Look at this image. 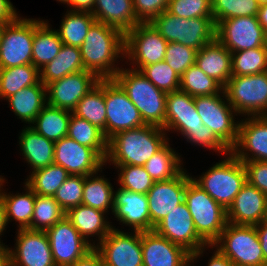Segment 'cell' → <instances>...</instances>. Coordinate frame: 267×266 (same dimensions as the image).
<instances>
[{
	"label": "cell",
	"mask_w": 267,
	"mask_h": 266,
	"mask_svg": "<svg viewBox=\"0 0 267 266\" xmlns=\"http://www.w3.org/2000/svg\"><path fill=\"white\" fill-rule=\"evenodd\" d=\"M80 51L85 70L95 73L100 79L114 78L122 68L118 67V62L125 59V34L96 21L90 27Z\"/></svg>",
	"instance_id": "1"
},
{
	"label": "cell",
	"mask_w": 267,
	"mask_h": 266,
	"mask_svg": "<svg viewBox=\"0 0 267 266\" xmlns=\"http://www.w3.org/2000/svg\"><path fill=\"white\" fill-rule=\"evenodd\" d=\"M167 135L163 128L147 124L118 132L108 140L105 166H144L169 141Z\"/></svg>",
	"instance_id": "2"
},
{
	"label": "cell",
	"mask_w": 267,
	"mask_h": 266,
	"mask_svg": "<svg viewBox=\"0 0 267 266\" xmlns=\"http://www.w3.org/2000/svg\"><path fill=\"white\" fill-rule=\"evenodd\" d=\"M114 79L127 93L147 125H165L167 93L154 86L140 71L122 67Z\"/></svg>",
	"instance_id": "3"
},
{
	"label": "cell",
	"mask_w": 267,
	"mask_h": 266,
	"mask_svg": "<svg viewBox=\"0 0 267 266\" xmlns=\"http://www.w3.org/2000/svg\"><path fill=\"white\" fill-rule=\"evenodd\" d=\"M192 180L226 210L247 182L245 167L231 152Z\"/></svg>",
	"instance_id": "4"
},
{
	"label": "cell",
	"mask_w": 267,
	"mask_h": 266,
	"mask_svg": "<svg viewBox=\"0 0 267 266\" xmlns=\"http://www.w3.org/2000/svg\"><path fill=\"white\" fill-rule=\"evenodd\" d=\"M150 23L167 42H177L197 51L216 38L213 17L179 18L166 10Z\"/></svg>",
	"instance_id": "5"
},
{
	"label": "cell",
	"mask_w": 267,
	"mask_h": 266,
	"mask_svg": "<svg viewBox=\"0 0 267 266\" xmlns=\"http://www.w3.org/2000/svg\"><path fill=\"white\" fill-rule=\"evenodd\" d=\"M185 202L198 235L213 244L227 225V210L211 198L192 178L187 182Z\"/></svg>",
	"instance_id": "6"
},
{
	"label": "cell",
	"mask_w": 267,
	"mask_h": 266,
	"mask_svg": "<svg viewBox=\"0 0 267 266\" xmlns=\"http://www.w3.org/2000/svg\"><path fill=\"white\" fill-rule=\"evenodd\" d=\"M45 19L18 16L2 24L0 68L32 64V45L35 29Z\"/></svg>",
	"instance_id": "7"
},
{
	"label": "cell",
	"mask_w": 267,
	"mask_h": 266,
	"mask_svg": "<svg viewBox=\"0 0 267 266\" xmlns=\"http://www.w3.org/2000/svg\"><path fill=\"white\" fill-rule=\"evenodd\" d=\"M223 90L227 101L239 116H267V71L249 76H232Z\"/></svg>",
	"instance_id": "8"
},
{
	"label": "cell",
	"mask_w": 267,
	"mask_h": 266,
	"mask_svg": "<svg viewBox=\"0 0 267 266\" xmlns=\"http://www.w3.org/2000/svg\"><path fill=\"white\" fill-rule=\"evenodd\" d=\"M213 245L234 266H267L255 226L227 223Z\"/></svg>",
	"instance_id": "9"
},
{
	"label": "cell",
	"mask_w": 267,
	"mask_h": 266,
	"mask_svg": "<svg viewBox=\"0 0 267 266\" xmlns=\"http://www.w3.org/2000/svg\"><path fill=\"white\" fill-rule=\"evenodd\" d=\"M194 103L203 124L231 150L238 140L239 120L235 116L239 115L227 101L224 90L218 94L196 96Z\"/></svg>",
	"instance_id": "10"
},
{
	"label": "cell",
	"mask_w": 267,
	"mask_h": 266,
	"mask_svg": "<svg viewBox=\"0 0 267 266\" xmlns=\"http://www.w3.org/2000/svg\"><path fill=\"white\" fill-rule=\"evenodd\" d=\"M154 231L188 251L191 254L192 265L198 262L197 260L208 248H211V244H207L196 232L192 215L185 201L168 213L154 227Z\"/></svg>",
	"instance_id": "11"
},
{
	"label": "cell",
	"mask_w": 267,
	"mask_h": 266,
	"mask_svg": "<svg viewBox=\"0 0 267 266\" xmlns=\"http://www.w3.org/2000/svg\"><path fill=\"white\" fill-rule=\"evenodd\" d=\"M167 45L151 23H138L125 34V64L129 62V67L140 71L146 65L164 61Z\"/></svg>",
	"instance_id": "12"
},
{
	"label": "cell",
	"mask_w": 267,
	"mask_h": 266,
	"mask_svg": "<svg viewBox=\"0 0 267 266\" xmlns=\"http://www.w3.org/2000/svg\"><path fill=\"white\" fill-rule=\"evenodd\" d=\"M106 139L116 133L146 125L139 110L114 78L104 79Z\"/></svg>",
	"instance_id": "13"
},
{
	"label": "cell",
	"mask_w": 267,
	"mask_h": 266,
	"mask_svg": "<svg viewBox=\"0 0 267 266\" xmlns=\"http://www.w3.org/2000/svg\"><path fill=\"white\" fill-rule=\"evenodd\" d=\"M104 266H143L141 232H124L113 227L95 246Z\"/></svg>",
	"instance_id": "14"
},
{
	"label": "cell",
	"mask_w": 267,
	"mask_h": 266,
	"mask_svg": "<svg viewBox=\"0 0 267 266\" xmlns=\"http://www.w3.org/2000/svg\"><path fill=\"white\" fill-rule=\"evenodd\" d=\"M265 37L257 16L233 17L216 25V39L231 53L263 47Z\"/></svg>",
	"instance_id": "15"
},
{
	"label": "cell",
	"mask_w": 267,
	"mask_h": 266,
	"mask_svg": "<svg viewBox=\"0 0 267 266\" xmlns=\"http://www.w3.org/2000/svg\"><path fill=\"white\" fill-rule=\"evenodd\" d=\"M46 233L56 266H70L94 248L80 235L66 216Z\"/></svg>",
	"instance_id": "16"
},
{
	"label": "cell",
	"mask_w": 267,
	"mask_h": 266,
	"mask_svg": "<svg viewBox=\"0 0 267 266\" xmlns=\"http://www.w3.org/2000/svg\"><path fill=\"white\" fill-rule=\"evenodd\" d=\"M191 177L184 169L174 178L154 182L146 194L150 214V231H153L168 213L185 201V189Z\"/></svg>",
	"instance_id": "17"
},
{
	"label": "cell",
	"mask_w": 267,
	"mask_h": 266,
	"mask_svg": "<svg viewBox=\"0 0 267 266\" xmlns=\"http://www.w3.org/2000/svg\"><path fill=\"white\" fill-rule=\"evenodd\" d=\"M99 81L100 78L88 70L66 75L46 85L47 104L72 112Z\"/></svg>",
	"instance_id": "18"
},
{
	"label": "cell",
	"mask_w": 267,
	"mask_h": 266,
	"mask_svg": "<svg viewBox=\"0 0 267 266\" xmlns=\"http://www.w3.org/2000/svg\"><path fill=\"white\" fill-rule=\"evenodd\" d=\"M54 163L70 175L88 176L104 169L105 160L94 149L66 136L54 144Z\"/></svg>",
	"instance_id": "19"
},
{
	"label": "cell",
	"mask_w": 267,
	"mask_h": 266,
	"mask_svg": "<svg viewBox=\"0 0 267 266\" xmlns=\"http://www.w3.org/2000/svg\"><path fill=\"white\" fill-rule=\"evenodd\" d=\"M10 266H56L46 231L17 229Z\"/></svg>",
	"instance_id": "20"
},
{
	"label": "cell",
	"mask_w": 267,
	"mask_h": 266,
	"mask_svg": "<svg viewBox=\"0 0 267 266\" xmlns=\"http://www.w3.org/2000/svg\"><path fill=\"white\" fill-rule=\"evenodd\" d=\"M231 153L240 161H267V116L239 121L238 140Z\"/></svg>",
	"instance_id": "21"
},
{
	"label": "cell",
	"mask_w": 267,
	"mask_h": 266,
	"mask_svg": "<svg viewBox=\"0 0 267 266\" xmlns=\"http://www.w3.org/2000/svg\"><path fill=\"white\" fill-rule=\"evenodd\" d=\"M143 266H190L191 254L154 230L141 232Z\"/></svg>",
	"instance_id": "22"
},
{
	"label": "cell",
	"mask_w": 267,
	"mask_h": 266,
	"mask_svg": "<svg viewBox=\"0 0 267 266\" xmlns=\"http://www.w3.org/2000/svg\"><path fill=\"white\" fill-rule=\"evenodd\" d=\"M116 221L128 230L150 231V214L146 194L136 193L125 188H116L113 199V214Z\"/></svg>",
	"instance_id": "23"
},
{
	"label": "cell",
	"mask_w": 267,
	"mask_h": 266,
	"mask_svg": "<svg viewBox=\"0 0 267 266\" xmlns=\"http://www.w3.org/2000/svg\"><path fill=\"white\" fill-rule=\"evenodd\" d=\"M203 126L194 103V97L181 90L167 93L163 127L167 133L168 131L177 132L182 136L188 130L203 128Z\"/></svg>",
	"instance_id": "24"
},
{
	"label": "cell",
	"mask_w": 267,
	"mask_h": 266,
	"mask_svg": "<svg viewBox=\"0 0 267 266\" xmlns=\"http://www.w3.org/2000/svg\"><path fill=\"white\" fill-rule=\"evenodd\" d=\"M267 196L246 182L227 209L228 223L256 226L263 221Z\"/></svg>",
	"instance_id": "25"
},
{
	"label": "cell",
	"mask_w": 267,
	"mask_h": 266,
	"mask_svg": "<svg viewBox=\"0 0 267 266\" xmlns=\"http://www.w3.org/2000/svg\"><path fill=\"white\" fill-rule=\"evenodd\" d=\"M65 216L80 235L93 247L99 244L114 227V225H111L112 222L107 220V213L83 204L70 208ZM90 237H96L94 239H96L97 243L93 238L90 239ZM91 241L94 242L92 243Z\"/></svg>",
	"instance_id": "26"
},
{
	"label": "cell",
	"mask_w": 267,
	"mask_h": 266,
	"mask_svg": "<svg viewBox=\"0 0 267 266\" xmlns=\"http://www.w3.org/2000/svg\"><path fill=\"white\" fill-rule=\"evenodd\" d=\"M195 65L222 87L232 77L231 52L216 38L196 52Z\"/></svg>",
	"instance_id": "27"
},
{
	"label": "cell",
	"mask_w": 267,
	"mask_h": 266,
	"mask_svg": "<svg viewBox=\"0 0 267 266\" xmlns=\"http://www.w3.org/2000/svg\"><path fill=\"white\" fill-rule=\"evenodd\" d=\"M18 145L20 155L31 168V172L45 168L54 163V144L55 142L37 133L30 126L26 125L19 132Z\"/></svg>",
	"instance_id": "28"
},
{
	"label": "cell",
	"mask_w": 267,
	"mask_h": 266,
	"mask_svg": "<svg viewBox=\"0 0 267 266\" xmlns=\"http://www.w3.org/2000/svg\"><path fill=\"white\" fill-rule=\"evenodd\" d=\"M92 15L97 22L115 27L126 34L140 23L133 7V0H95Z\"/></svg>",
	"instance_id": "29"
},
{
	"label": "cell",
	"mask_w": 267,
	"mask_h": 266,
	"mask_svg": "<svg viewBox=\"0 0 267 266\" xmlns=\"http://www.w3.org/2000/svg\"><path fill=\"white\" fill-rule=\"evenodd\" d=\"M6 178L0 179V198L3 202L6 220L9 224L15 221L17 229H28L31 225V218L34 211L36 194L24 183V191L21 193H7L5 187Z\"/></svg>",
	"instance_id": "30"
},
{
	"label": "cell",
	"mask_w": 267,
	"mask_h": 266,
	"mask_svg": "<svg viewBox=\"0 0 267 266\" xmlns=\"http://www.w3.org/2000/svg\"><path fill=\"white\" fill-rule=\"evenodd\" d=\"M6 101L17 119H21L22 122L28 124L26 126H30L47 104L46 86L39 81L33 86L20 89Z\"/></svg>",
	"instance_id": "31"
},
{
	"label": "cell",
	"mask_w": 267,
	"mask_h": 266,
	"mask_svg": "<svg viewBox=\"0 0 267 266\" xmlns=\"http://www.w3.org/2000/svg\"><path fill=\"white\" fill-rule=\"evenodd\" d=\"M83 70L85 69L80 47L63 44L55 59L39 70L40 81L46 86L47 84L61 79L66 75Z\"/></svg>",
	"instance_id": "32"
},
{
	"label": "cell",
	"mask_w": 267,
	"mask_h": 266,
	"mask_svg": "<svg viewBox=\"0 0 267 266\" xmlns=\"http://www.w3.org/2000/svg\"><path fill=\"white\" fill-rule=\"evenodd\" d=\"M50 25L44 20L34 31L32 65L38 70L55 59L63 45L57 30Z\"/></svg>",
	"instance_id": "33"
},
{
	"label": "cell",
	"mask_w": 267,
	"mask_h": 266,
	"mask_svg": "<svg viewBox=\"0 0 267 266\" xmlns=\"http://www.w3.org/2000/svg\"><path fill=\"white\" fill-rule=\"evenodd\" d=\"M71 114V111L46 104L30 127L45 138L56 142L67 136Z\"/></svg>",
	"instance_id": "34"
},
{
	"label": "cell",
	"mask_w": 267,
	"mask_h": 266,
	"mask_svg": "<svg viewBox=\"0 0 267 266\" xmlns=\"http://www.w3.org/2000/svg\"><path fill=\"white\" fill-rule=\"evenodd\" d=\"M102 172L103 169L95 174L85 176L82 204L102 210L109 215V211L111 214L113 213L115 190L110 180L101 175Z\"/></svg>",
	"instance_id": "35"
},
{
	"label": "cell",
	"mask_w": 267,
	"mask_h": 266,
	"mask_svg": "<svg viewBox=\"0 0 267 266\" xmlns=\"http://www.w3.org/2000/svg\"><path fill=\"white\" fill-rule=\"evenodd\" d=\"M170 140L156 152L144 165L154 182L166 181L178 176L183 170V159L170 146Z\"/></svg>",
	"instance_id": "36"
},
{
	"label": "cell",
	"mask_w": 267,
	"mask_h": 266,
	"mask_svg": "<svg viewBox=\"0 0 267 266\" xmlns=\"http://www.w3.org/2000/svg\"><path fill=\"white\" fill-rule=\"evenodd\" d=\"M72 113L99 128L106 138L104 79H100L98 84L77 103Z\"/></svg>",
	"instance_id": "37"
},
{
	"label": "cell",
	"mask_w": 267,
	"mask_h": 266,
	"mask_svg": "<svg viewBox=\"0 0 267 266\" xmlns=\"http://www.w3.org/2000/svg\"><path fill=\"white\" fill-rule=\"evenodd\" d=\"M59 29H56L65 45L80 47L88 34L90 27L96 22L88 11H71L62 17Z\"/></svg>",
	"instance_id": "38"
},
{
	"label": "cell",
	"mask_w": 267,
	"mask_h": 266,
	"mask_svg": "<svg viewBox=\"0 0 267 266\" xmlns=\"http://www.w3.org/2000/svg\"><path fill=\"white\" fill-rule=\"evenodd\" d=\"M40 81V72L32 64L0 68V100H5L20 89Z\"/></svg>",
	"instance_id": "39"
},
{
	"label": "cell",
	"mask_w": 267,
	"mask_h": 266,
	"mask_svg": "<svg viewBox=\"0 0 267 266\" xmlns=\"http://www.w3.org/2000/svg\"><path fill=\"white\" fill-rule=\"evenodd\" d=\"M67 136L83 146L94 149L104 160L106 159L108 140L99 128L87 120L72 113Z\"/></svg>",
	"instance_id": "40"
},
{
	"label": "cell",
	"mask_w": 267,
	"mask_h": 266,
	"mask_svg": "<svg viewBox=\"0 0 267 266\" xmlns=\"http://www.w3.org/2000/svg\"><path fill=\"white\" fill-rule=\"evenodd\" d=\"M69 176L67 170L53 163L45 168L30 172L24 183L37 195L53 197Z\"/></svg>",
	"instance_id": "41"
},
{
	"label": "cell",
	"mask_w": 267,
	"mask_h": 266,
	"mask_svg": "<svg viewBox=\"0 0 267 266\" xmlns=\"http://www.w3.org/2000/svg\"><path fill=\"white\" fill-rule=\"evenodd\" d=\"M232 76H249L267 71V48L257 47L231 53Z\"/></svg>",
	"instance_id": "42"
},
{
	"label": "cell",
	"mask_w": 267,
	"mask_h": 266,
	"mask_svg": "<svg viewBox=\"0 0 267 266\" xmlns=\"http://www.w3.org/2000/svg\"><path fill=\"white\" fill-rule=\"evenodd\" d=\"M66 215L54 197L40 196L36 194L31 225L28 228L33 231H47Z\"/></svg>",
	"instance_id": "43"
},
{
	"label": "cell",
	"mask_w": 267,
	"mask_h": 266,
	"mask_svg": "<svg viewBox=\"0 0 267 266\" xmlns=\"http://www.w3.org/2000/svg\"><path fill=\"white\" fill-rule=\"evenodd\" d=\"M223 87L195 64L180 76L179 90L192 97L218 94Z\"/></svg>",
	"instance_id": "44"
},
{
	"label": "cell",
	"mask_w": 267,
	"mask_h": 266,
	"mask_svg": "<svg viewBox=\"0 0 267 266\" xmlns=\"http://www.w3.org/2000/svg\"><path fill=\"white\" fill-rule=\"evenodd\" d=\"M257 0H211V9L215 25L233 17L257 16Z\"/></svg>",
	"instance_id": "45"
},
{
	"label": "cell",
	"mask_w": 267,
	"mask_h": 266,
	"mask_svg": "<svg viewBox=\"0 0 267 266\" xmlns=\"http://www.w3.org/2000/svg\"><path fill=\"white\" fill-rule=\"evenodd\" d=\"M117 169L120 188H125L136 193L147 194L152 188L154 181L147 173L144 166L114 165Z\"/></svg>",
	"instance_id": "46"
},
{
	"label": "cell",
	"mask_w": 267,
	"mask_h": 266,
	"mask_svg": "<svg viewBox=\"0 0 267 266\" xmlns=\"http://www.w3.org/2000/svg\"><path fill=\"white\" fill-rule=\"evenodd\" d=\"M140 72L154 86L166 93L179 90L180 76L165 61L146 65Z\"/></svg>",
	"instance_id": "47"
},
{
	"label": "cell",
	"mask_w": 267,
	"mask_h": 266,
	"mask_svg": "<svg viewBox=\"0 0 267 266\" xmlns=\"http://www.w3.org/2000/svg\"><path fill=\"white\" fill-rule=\"evenodd\" d=\"M84 182L85 176L70 175L57 189L53 197L65 213L82 204Z\"/></svg>",
	"instance_id": "48"
},
{
	"label": "cell",
	"mask_w": 267,
	"mask_h": 266,
	"mask_svg": "<svg viewBox=\"0 0 267 266\" xmlns=\"http://www.w3.org/2000/svg\"><path fill=\"white\" fill-rule=\"evenodd\" d=\"M197 50L177 42H168L164 61L181 76L195 64Z\"/></svg>",
	"instance_id": "49"
},
{
	"label": "cell",
	"mask_w": 267,
	"mask_h": 266,
	"mask_svg": "<svg viewBox=\"0 0 267 266\" xmlns=\"http://www.w3.org/2000/svg\"><path fill=\"white\" fill-rule=\"evenodd\" d=\"M167 11L179 18L213 17L211 0H170Z\"/></svg>",
	"instance_id": "50"
},
{
	"label": "cell",
	"mask_w": 267,
	"mask_h": 266,
	"mask_svg": "<svg viewBox=\"0 0 267 266\" xmlns=\"http://www.w3.org/2000/svg\"><path fill=\"white\" fill-rule=\"evenodd\" d=\"M182 137L194 146L204 147L219 154L221 153L224 156L231 152V150L206 125H204L203 128L188 130Z\"/></svg>",
	"instance_id": "51"
},
{
	"label": "cell",
	"mask_w": 267,
	"mask_h": 266,
	"mask_svg": "<svg viewBox=\"0 0 267 266\" xmlns=\"http://www.w3.org/2000/svg\"><path fill=\"white\" fill-rule=\"evenodd\" d=\"M170 0H133L136 18L140 23H150L168 9Z\"/></svg>",
	"instance_id": "52"
},
{
	"label": "cell",
	"mask_w": 267,
	"mask_h": 266,
	"mask_svg": "<svg viewBox=\"0 0 267 266\" xmlns=\"http://www.w3.org/2000/svg\"><path fill=\"white\" fill-rule=\"evenodd\" d=\"M246 170V180L267 196V161L242 162Z\"/></svg>",
	"instance_id": "53"
},
{
	"label": "cell",
	"mask_w": 267,
	"mask_h": 266,
	"mask_svg": "<svg viewBox=\"0 0 267 266\" xmlns=\"http://www.w3.org/2000/svg\"><path fill=\"white\" fill-rule=\"evenodd\" d=\"M19 15L10 0H0V24L11 22Z\"/></svg>",
	"instance_id": "54"
},
{
	"label": "cell",
	"mask_w": 267,
	"mask_h": 266,
	"mask_svg": "<svg viewBox=\"0 0 267 266\" xmlns=\"http://www.w3.org/2000/svg\"><path fill=\"white\" fill-rule=\"evenodd\" d=\"M70 266H104V264L101 254L94 247Z\"/></svg>",
	"instance_id": "55"
},
{
	"label": "cell",
	"mask_w": 267,
	"mask_h": 266,
	"mask_svg": "<svg viewBox=\"0 0 267 266\" xmlns=\"http://www.w3.org/2000/svg\"><path fill=\"white\" fill-rule=\"evenodd\" d=\"M212 248H215L216 250H214L212 256L210 257L207 266H234L233 262L213 244H211V249Z\"/></svg>",
	"instance_id": "56"
},
{
	"label": "cell",
	"mask_w": 267,
	"mask_h": 266,
	"mask_svg": "<svg viewBox=\"0 0 267 266\" xmlns=\"http://www.w3.org/2000/svg\"><path fill=\"white\" fill-rule=\"evenodd\" d=\"M64 4L71 11H88L92 12L95 4V0H67Z\"/></svg>",
	"instance_id": "57"
},
{
	"label": "cell",
	"mask_w": 267,
	"mask_h": 266,
	"mask_svg": "<svg viewBox=\"0 0 267 266\" xmlns=\"http://www.w3.org/2000/svg\"><path fill=\"white\" fill-rule=\"evenodd\" d=\"M255 227L262 248L264 261L267 263V223L262 221Z\"/></svg>",
	"instance_id": "58"
},
{
	"label": "cell",
	"mask_w": 267,
	"mask_h": 266,
	"mask_svg": "<svg viewBox=\"0 0 267 266\" xmlns=\"http://www.w3.org/2000/svg\"><path fill=\"white\" fill-rule=\"evenodd\" d=\"M6 226H8V223L6 220L5 208L0 198V237L3 235L4 232H6L7 230ZM0 245H5V243H3V240H1V238H0Z\"/></svg>",
	"instance_id": "59"
},
{
	"label": "cell",
	"mask_w": 267,
	"mask_h": 266,
	"mask_svg": "<svg viewBox=\"0 0 267 266\" xmlns=\"http://www.w3.org/2000/svg\"><path fill=\"white\" fill-rule=\"evenodd\" d=\"M8 245H0V266H10V251Z\"/></svg>",
	"instance_id": "60"
},
{
	"label": "cell",
	"mask_w": 267,
	"mask_h": 266,
	"mask_svg": "<svg viewBox=\"0 0 267 266\" xmlns=\"http://www.w3.org/2000/svg\"><path fill=\"white\" fill-rule=\"evenodd\" d=\"M257 18L264 31L267 32V4L259 7Z\"/></svg>",
	"instance_id": "61"
},
{
	"label": "cell",
	"mask_w": 267,
	"mask_h": 266,
	"mask_svg": "<svg viewBox=\"0 0 267 266\" xmlns=\"http://www.w3.org/2000/svg\"><path fill=\"white\" fill-rule=\"evenodd\" d=\"M263 222L267 223V205H266V210H265V215L263 218Z\"/></svg>",
	"instance_id": "62"
},
{
	"label": "cell",
	"mask_w": 267,
	"mask_h": 266,
	"mask_svg": "<svg viewBox=\"0 0 267 266\" xmlns=\"http://www.w3.org/2000/svg\"><path fill=\"white\" fill-rule=\"evenodd\" d=\"M259 5L267 4V0H257Z\"/></svg>",
	"instance_id": "63"
},
{
	"label": "cell",
	"mask_w": 267,
	"mask_h": 266,
	"mask_svg": "<svg viewBox=\"0 0 267 266\" xmlns=\"http://www.w3.org/2000/svg\"><path fill=\"white\" fill-rule=\"evenodd\" d=\"M265 47L267 48V32H266V37H265Z\"/></svg>",
	"instance_id": "64"
},
{
	"label": "cell",
	"mask_w": 267,
	"mask_h": 266,
	"mask_svg": "<svg viewBox=\"0 0 267 266\" xmlns=\"http://www.w3.org/2000/svg\"><path fill=\"white\" fill-rule=\"evenodd\" d=\"M56 1L64 4L67 0H56Z\"/></svg>",
	"instance_id": "65"
},
{
	"label": "cell",
	"mask_w": 267,
	"mask_h": 266,
	"mask_svg": "<svg viewBox=\"0 0 267 266\" xmlns=\"http://www.w3.org/2000/svg\"><path fill=\"white\" fill-rule=\"evenodd\" d=\"M1 28H2V24H0V42H1Z\"/></svg>",
	"instance_id": "66"
}]
</instances>
